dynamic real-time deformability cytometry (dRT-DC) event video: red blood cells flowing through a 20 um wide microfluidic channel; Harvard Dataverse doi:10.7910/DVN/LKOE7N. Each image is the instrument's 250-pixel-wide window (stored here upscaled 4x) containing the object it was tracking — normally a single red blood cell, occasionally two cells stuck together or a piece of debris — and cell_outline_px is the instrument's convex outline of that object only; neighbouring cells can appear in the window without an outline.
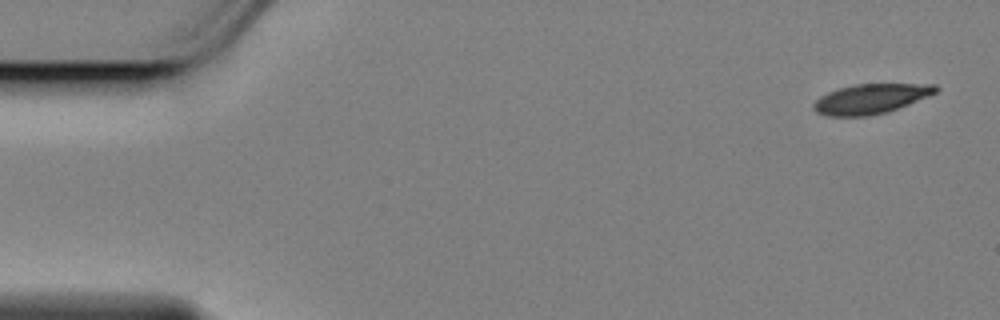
{"species": "Egyptian fruit bat (a non-hibernating species)", "species_latin": "Rousettus aegyptiacus", "temperature_condition": "cold", "stored_images_in_passage": 56, "camera_frame_rate_fps": 3000, "um_per_image_px": 0.085, "animal": {"sex": "female"}, "frame": {"image": 1, "passage_image": 1, "time_ms": 0.0, "image_size_px": [1000, 320], "cell_outline_px": [[940, 88], [936, 92], [928, 96], [888, 112], [868, 116], [824, 116], [816, 112], [812, 108], [812, 104], [820, 96], [828, 92], [840, 88], [856, 84], [936, 84]], "centroid_in_image_um": [73.99, 8.4], "position_along_channel_um": 11.0, "area_um2": 21.21}}
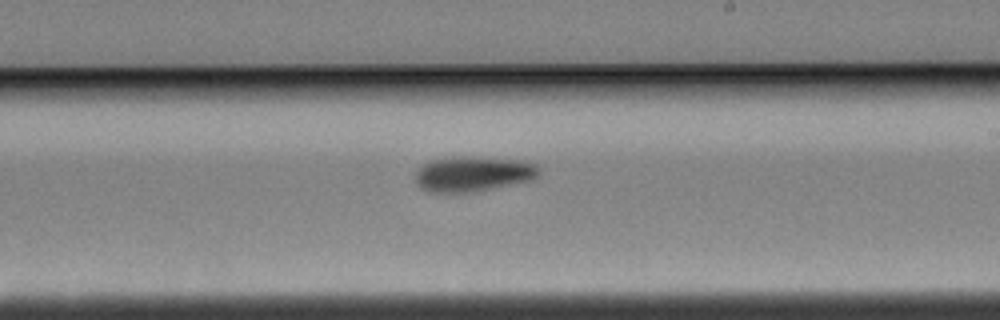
{"frame": {"image": 2, "passage_image": 32, "time_ms": 10.333, "image_size_px": [1000, 320], "cell_outline_px": [[540, 172], [532, 180], [468, 192], [428, 192], [420, 188], [416, 180], [416, 172], [428, 160], [452, 156], [464, 156], [524, 160], [536, 164], [540, 168]], "centroid_in_image_um": [40.2, 14.75], "position_along_channel_um": 248.8, "area_um2": 25.32}}
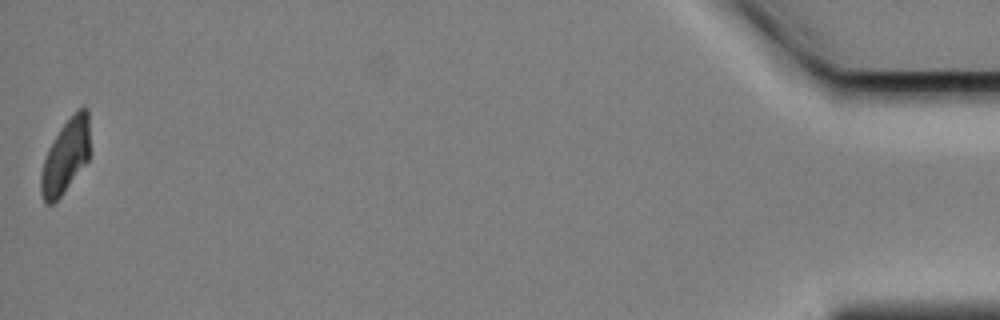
{"frame": {"image": 3, "passage_image": 56, "time_ms": 18.333, "image_size_px": [1000, 320], "cell_outline_px": [[88, 160], [64, 192], [52, 204], [48, 204], [44, 200], [40, 192], [40, 176], [44, 160], [48, 148], [60, 128], [84, 104], [88, 108]], "centroid_in_image_um": [5.55, 13.3], "position_along_channel_um": 429.6, "area_um2": 20.63}, "authors_computed_cell_mechanics": {"area_um2": 23.8136, "velocity_mm_per_s": 3.4334, "shape_relaxation_time_tau1_ms": 4.7385, "shape_relaxation_time_tau2_ms": null, "deformation_change_tau1": 0.1423, "deformation_change_tau2": null}}